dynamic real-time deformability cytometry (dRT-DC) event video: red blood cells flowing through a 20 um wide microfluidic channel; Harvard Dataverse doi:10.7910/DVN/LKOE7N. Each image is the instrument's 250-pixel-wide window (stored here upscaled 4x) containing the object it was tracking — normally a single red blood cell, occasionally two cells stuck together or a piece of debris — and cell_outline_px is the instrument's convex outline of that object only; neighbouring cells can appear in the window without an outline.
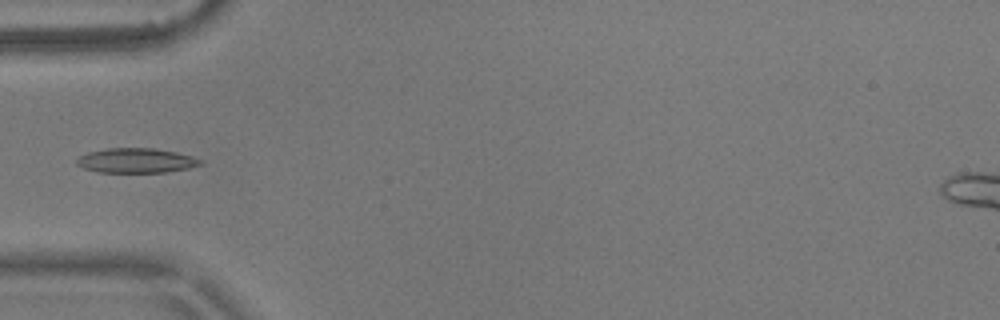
{"species": "common noctule bat (a hibernating species)", "species_latin": "Nyctalus noctula", "temperature_condition": "warm", "stored_images_in_passage": 5, "camera_frame_rate_fps": 3000, "um_per_image_px": 0.085, "animal": {"sex": "male", "body_mass_g": 17.9}, "frame": {"image": 1, "passage_image": 5, "time_ms": 1.333, "image_size_px": [1000, 320], "cell_outline_px": [[204, 164], [188, 168], [164, 172], [100, 172], [84, 168], [76, 164], [76, 160], [80, 156], [88, 152], [108, 148], [152, 148], [176, 152], [192, 156], [204, 160]], "centroid_in_image_um": [11.61, 13.64], "position_along_channel_um": 73.4, "area_um2": 17.74}}